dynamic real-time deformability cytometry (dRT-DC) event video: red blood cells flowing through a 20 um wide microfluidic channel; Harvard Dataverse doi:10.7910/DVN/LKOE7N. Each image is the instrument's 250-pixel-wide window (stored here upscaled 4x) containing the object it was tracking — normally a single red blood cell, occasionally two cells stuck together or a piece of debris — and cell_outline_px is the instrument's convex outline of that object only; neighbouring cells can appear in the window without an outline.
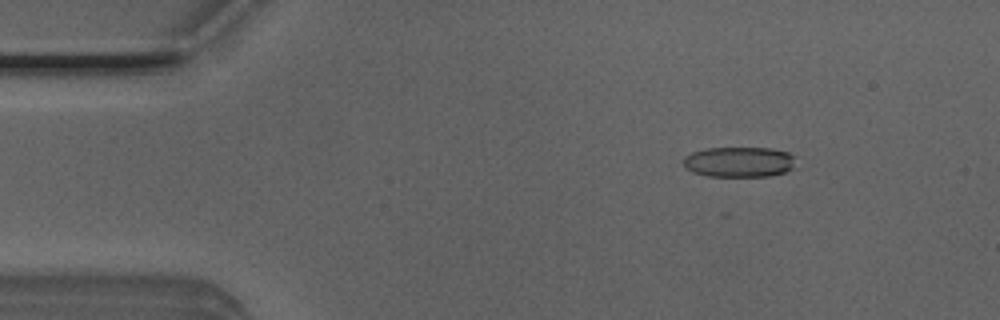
{"species": "Egyptian fruit bat (a non-hibernating species)", "species_latin": "Rousettus aegyptiacus", "temperature_condition": "room temperature", "stored_images_in_passage": 46, "camera_frame_rate_fps": 3000, "um_per_image_px": 0.085, "animal": {"sex": "male"}, "frame": {"image": 1, "passage_image": 7, "time_ms": 2.0, "image_size_px": [1000, 320], "cell_outline_px": [[800, 168], [768, 176], [708, 176], [692, 172], [684, 168], [684, 156], [692, 152], [708, 148], [772, 148], [788, 152], [796, 156]], "centroid_in_image_um": [62.92, 13.77], "position_along_channel_um": 22.1, "area_um2": 20.4}}
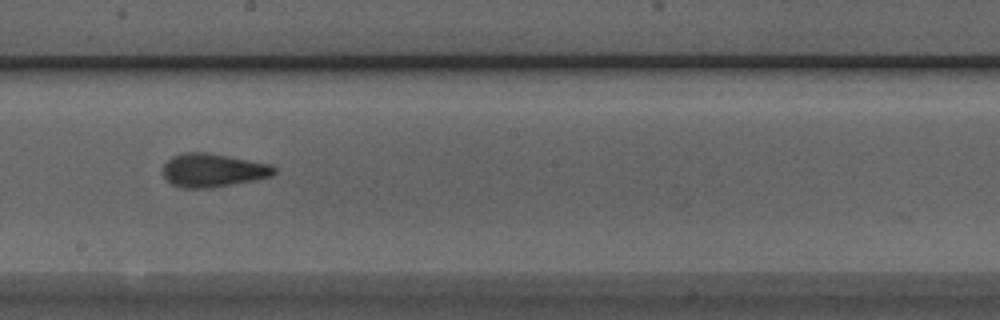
{"frame": {"image": 2, "passage_image": 28, "time_ms": 9.0, "image_size_px": [1000, 320], "cell_outline_px": [[276, 172], [272, 176], [256, 180], [212, 188], [180, 188], [172, 184], [164, 176], [164, 164], [172, 156], [184, 152], [208, 152], [272, 164], [276, 168]], "centroid_in_image_um": [18.13, 14.47], "position_along_channel_um": 230.1, "area_um2": 21.91}}
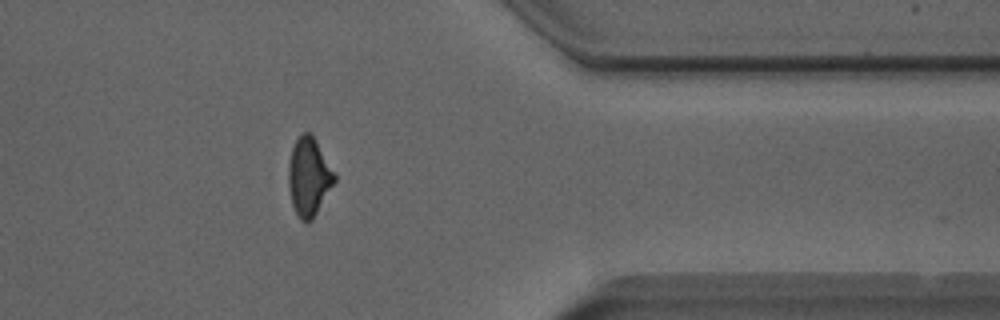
{"frame": {"image": 3, "passage_image": 41, "time_ms": 13.333, "image_size_px": [1000, 320], "cell_outline_px": [[336, 180], [312, 220], [308, 224], [300, 220], [292, 204], [288, 184], [288, 164], [292, 148], [296, 140], [304, 132], [308, 132], [316, 140], [336, 176]], "centroid_in_image_um": [26.24, 15.06], "position_along_channel_um": 385.2, "area_um2": 20.75}, "authors_computed_cell_mechanics": {"area_um2": 20.9525, "velocity_mm_per_s": 3.9963, "shape_relaxation_time_tau1_ms": 5.0504, "shape_relaxation_time_tau2_ms": 1.8001, "deformation_change_tau1": 0.1422, "deformation_change_tau2": 0.0802}}